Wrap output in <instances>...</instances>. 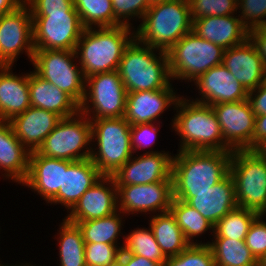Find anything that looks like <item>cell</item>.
<instances>
[{
    "mask_svg": "<svg viewBox=\"0 0 266 266\" xmlns=\"http://www.w3.org/2000/svg\"><path fill=\"white\" fill-rule=\"evenodd\" d=\"M150 5L157 4V3H162L164 1H169V0H148Z\"/></svg>",
    "mask_w": 266,
    "mask_h": 266,
    "instance_id": "54",
    "label": "cell"
},
{
    "mask_svg": "<svg viewBox=\"0 0 266 266\" xmlns=\"http://www.w3.org/2000/svg\"><path fill=\"white\" fill-rule=\"evenodd\" d=\"M152 150V151H151ZM144 152L132 156L112 176L116 186L144 185L164 180H172L173 154L169 151Z\"/></svg>",
    "mask_w": 266,
    "mask_h": 266,
    "instance_id": "16",
    "label": "cell"
},
{
    "mask_svg": "<svg viewBox=\"0 0 266 266\" xmlns=\"http://www.w3.org/2000/svg\"><path fill=\"white\" fill-rule=\"evenodd\" d=\"M208 241L215 260V266H258V261L246 246L245 240L213 237Z\"/></svg>",
    "mask_w": 266,
    "mask_h": 266,
    "instance_id": "32",
    "label": "cell"
},
{
    "mask_svg": "<svg viewBox=\"0 0 266 266\" xmlns=\"http://www.w3.org/2000/svg\"><path fill=\"white\" fill-rule=\"evenodd\" d=\"M266 215L260 214L251 224L245 237V244L259 261L266 254Z\"/></svg>",
    "mask_w": 266,
    "mask_h": 266,
    "instance_id": "42",
    "label": "cell"
},
{
    "mask_svg": "<svg viewBox=\"0 0 266 266\" xmlns=\"http://www.w3.org/2000/svg\"><path fill=\"white\" fill-rule=\"evenodd\" d=\"M188 0H169L151 5L135 28V38L150 47L167 52L192 31Z\"/></svg>",
    "mask_w": 266,
    "mask_h": 266,
    "instance_id": "4",
    "label": "cell"
},
{
    "mask_svg": "<svg viewBox=\"0 0 266 266\" xmlns=\"http://www.w3.org/2000/svg\"><path fill=\"white\" fill-rule=\"evenodd\" d=\"M118 211L117 187L112 176H102L66 214L65 219L77 224L110 216Z\"/></svg>",
    "mask_w": 266,
    "mask_h": 266,
    "instance_id": "17",
    "label": "cell"
},
{
    "mask_svg": "<svg viewBox=\"0 0 266 266\" xmlns=\"http://www.w3.org/2000/svg\"><path fill=\"white\" fill-rule=\"evenodd\" d=\"M229 173L237 206L266 215V161L252 150H235Z\"/></svg>",
    "mask_w": 266,
    "mask_h": 266,
    "instance_id": "8",
    "label": "cell"
},
{
    "mask_svg": "<svg viewBox=\"0 0 266 266\" xmlns=\"http://www.w3.org/2000/svg\"><path fill=\"white\" fill-rule=\"evenodd\" d=\"M248 101L256 116L266 114V80L248 92Z\"/></svg>",
    "mask_w": 266,
    "mask_h": 266,
    "instance_id": "45",
    "label": "cell"
},
{
    "mask_svg": "<svg viewBox=\"0 0 266 266\" xmlns=\"http://www.w3.org/2000/svg\"><path fill=\"white\" fill-rule=\"evenodd\" d=\"M34 50L31 9L23 3L0 17V66H13L24 51L32 62Z\"/></svg>",
    "mask_w": 266,
    "mask_h": 266,
    "instance_id": "13",
    "label": "cell"
},
{
    "mask_svg": "<svg viewBox=\"0 0 266 266\" xmlns=\"http://www.w3.org/2000/svg\"><path fill=\"white\" fill-rule=\"evenodd\" d=\"M173 88L127 93L124 119L130 125L157 123L166 109L175 106L180 95ZM177 94V95H176Z\"/></svg>",
    "mask_w": 266,
    "mask_h": 266,
    "instance_id": "19",
    "label": "cell"
},
{
    "mask_svg": "<svg viewBox=\"0 0 266 266\" xmlns=\"http://www.w3.org/2000/svg\"><path fill=\"white\" fill-rule=\"evenodd\" d=\"M123 216L125 215L118 210L104 218L78 222L77 226L82 232L85 243H107L123 246V243H118L121 235H124L121 233L122 226L125 224L123 223V221L125 222Z\"/></svg>",
    "mask_w": 266,
    "mask_h": 266,
    "instance_id": "31",
    "label": "cell"
},
{
    "mask_svg": "<svg viewBox=\"0 0 266 266\" xmlns=\"http://www.w3.org/2000/svg\"><path fill=\"white\" fill-rule=\"evenodd\" d=\"M251 150L258 157L266 161V138L259 141Z\"/></svg>",
    "mask_w": 266,
    "mask_h": 266,
    "instance_id": "50",
    "label": "cell"
},
{
    "mask_svg": "<svg viewBox=\"0 0 266 266\" xmlns=\"http://www.w3.org/2000/svg\"><path fill=\"white\" fill-rule=\"evenodd\" d=\"M115 19L121 24L134 27L130 20L141 21L151 6L148 0H111ZM130 19V20H129Z\"/></svg>",
    "mask_w": 266,
    "mask_h": 266,
    "instance_id": "39",
    "label": "cell"
},
{
    "mask_svg": "<svg viewBox=\"0 0 266 266\" xmlns=\"http://www.w3.org/2000/svg\"><path fill=\"white\" fill-rule=\"evenodd\" d=\"M264 138H266V114L255 117L253 147Z\"/></svg>",
    "mask_w": 266,
    "mask_h": 266,
    "instance_id": "47",
    "label": "cell"
},
{
    "mask_svg": "<svg viewBox=\"0 0 266 266\" xmlns=\"http://www.w3.org/2000/svg\"><path fill=\"white\" fill-rule=\"evenodd\" d=\"M222 65L248 92L266 80V69L262 59L249 38L242 44L226 49Z\"/></svg>",
    "mask_w": 266,
    "mask_h": 266,
    "instance_id": "21",
    "label": "cell"
},
{
    "mask_svg": "<svg viewBox=\"0 0 266 266\" xmlns=\"http://www.w3.org/2000/svg\"><path fill=\"white\" fill-rule=\"evenodd\" d=\"M31 13L77 12L73 0H24Z\"/></svg>",
    "mask_w": 266,
    "mask_h": 266,
    "instance_id": "44",
    "label": "cell"
},
{
    "mask_svg": "<svg viewBox=\"0 0 266 266\" xmlns=\"http://www.w3.org/2000/svg\"><path fill=\"white\" fill-rule=\"evenodd\" d=\"M177 114L171 129L179 136L177 151H232L222 136L218 118L211 105L180 96L173 107Z\"/></svg>",
    "mask_w": 266,
    "mask_h": 266,
    "instance_id": "2",
    "label": "cell"
},
{
    "mask_svg": "<svg viewBox=\"0 0 266 266\" xmlns=\"http://www.w3.org/2000/svg\"><path fill=\"white\" fill-rule=\"evenodd\" d=\"M122 238L124 241L122 252L142 256L150 261L160 263L162 266L167 261V257L160 249L150 227H137Z\"/></svg>",
    "mask_w": 266,
    "mask_h": 266,
    "instance_id": "35",
    "label": "cell"
},
{
    "mask_svg": "<svg viewBox=\"0 0 266 266\" xmlns=\"http://www.w3.org/2000/svg\"><path fill=\"white\" fill-rule=\"evenodd\" d=\"M30 151L16 137L12 125L0 121V172L2 177L21 184L28 174ZM4 170V171H3Z\"/></svg>",
    "mask_w": 266,
    "mask_h": 266,
    "instance_id": "27",
    "label": "cell"
},
{
    "mask_svg": "<svg viewBox=\"0 0 266 266\" xmlns=\"http://www.w3.org/2000/svg\"><path fill=\"white\" fill-rule=\"evenodd\" d=\"M90 122V159L103 176H113L134 155L131 147V125L124 117L100 118Z\"/></svg>",
    "mask_w": 266,
    "mask_h": 266,
    "instance_id": "6",
    "label": "cell"
},
{
    "mask_svg": "<svg viewBox=\"0 0 266 266\" xmlns=\"http://www.w3.org/2000/svg\"><path fill=\"white\" fill-rule=\"evenodd\" d=\"M72 161L40 155L32 151L29 158L28 174L21 184L36 192L48 202L63 188L64 172Z\"/></svg>",
    "mask_w": 266,
    "mask_h": 266,
    "instance_id": "20",
    "label": "cell"
},
{
    "mask_svg": "<svg viewBox=\"0 0 266 266\" xmlns=\"http://www.w3.org/2000/svg\"><path fill=\"white\" fill-rule=\"evenodd\" d=\"M237 10L248 30L266 26V0H240Z\"/></svg>",
    "mask_w": 266,
    "mask_h": 266,
    "instance_id": "41",
    "label": "cell"
},
{
    "mask_svg": "<svg viewBox=\"0 0 266 266\" xmlns=\"http://www.w3.org/2000/svg\"><path fill=\"white\" fill-rule=\"evenodd\" d=\"M102 176L90 158L72 161L64 172L63 188H60L48 203L55 206L61 204L68 213L80 197Z\"/></svg>",
    "mask_w": 266,
    "mask_h": 266,
    "instance_id": "24",
    "label": "cell"
},
{
    "mask_svg": "<svg viewBox=\"0 0 266 266\" xmlns=\"http://www.w3.org/2000/svg\"><path fill=\"white\" fill-rule=\"evenodd\" d=\"M259 215L256 211L237 206L217 222L212 236L245 240L251 224Z\"/></svg>",
    "mask_w": 266,
    "mask_h": 266,
    "instance_id": "36",
    "label": "cell"
},
{
    "mask_svg": "<svg viewBox=\"0 0 266 266\" xmlns=\"http://www.w3.org/2000/svg\"><path fill=\"white\" fill-rule=\"evenodd\" d=\"M163 266H215L209 245H189L176 256L167 258Z\"/></svg>",
    "mask_w": 266,
    "mask_h": 266,
    "instance_id": "37",
    "label": "cell"
},
{
    "mask_svg": "<svg viewBox=\"0 0 266 266\" xmlns=\"http://www.w3.org/2000/svg\"><path fill=\"white\" fill-rule=\"evenodd\" d=\"M258 266H266V254L258 261Z\"/></svg>",
    "mask_w": 266,
    "mask_h": 266,
    "instance_id": "52",
    "label": "cell"
},
{
    "mask_svg": "<svg viewBox=\"0 0 266 266\" xmlns=\"http://www.w3.org/2000/svg\"><path fill=\"white\" fill-rule=\"evenodd\" d=\"M249 39L256 47L266 69V26L249 30Z\"/></svg>",
    "mask_w": 266,
    "mask_h": 266,
    "instance_id": "46",
    "label": "cell"
},
{
    "mask_svg": "<svg viewBox=\"0 0 266 266\" xmlns=\"http://www.w3.org/2000/svg\"><path fill=\"white\" fill-rule=\"evenodd\" d=\"M116 187L118 210L125 215H146L147 212L155 215L170 211L173 199L172 180Z\"/></svg>",
    "mask_w": 266,
    "mask_h": 266,
    "instance_id": "14",
    "label": "cell"
},
{
    "mask_svg": "<svg viewBox=\"0 0 266 266\" xmlns=\"http://www.w3.org/2000/svg\"><path fill=\"white\" fill-rule=\"evenodd\" d=\"M170 211L175 216L178 226L190 245H205L206 242L202 243L199 240L194 242L193 239L204 235L208 230H211L210 235L214 234V225L185 201L173 198Z\"/></svg>",
    "mask_w": 266,
    "mask_h": 266,
    "instance_id": "33",
    "label": "cell"
},
{
    "mask_svg": "<svg viewBox=\"0 0 266 266\" xmlns=\"http://www.w3.org/2000/svg\"><path fill=\"white\" fill-rule=\"evenodd\" d=\"M192 31L223 49L242 44L249 38V30L239 16H206L194 19Z\"/></svg>",
    "mask_w": 266,
    "mask_h": 266,
    "instance_id": "23",
    "label": "cell"
},
{
    "mask_svg": "<svg viewBox=\"0 0 266 266\" xmlns=\"http://www.w3.org/2000/svg\"><path fill=\"white\" fill-rule=\"evenodd\" d=\"M127 91L118 70L85 78L80 112L90 120L124 117Z\"/></svg>",
    "mask_w": 266,
    "mask_h": 266,
    "instance_id": "10",
    "label": "cell"
},
{
    "mask_svg": "<svg viewBox=\"0 0 266 266\" xmlns=\"http://www.w3.org/2000/svg\"><path fill=\"white\" fill-rule=\"evenodd\" d=\"M118 72L127 93L174 88L167 52L147 46L136 38L125 48Z\"/></svg>",
    "mask_w": 266,
    "mask_h": 266,
    "instance_id": "5",
    "label": "cell"
},
{
    "mask_svg": "<svg viewBox=\"0 0 266 266\" xmlns=\"http://www.w3.org/2000/svg\"><path fill=\"white\" fill-rule=\"evenodd\" d=\"M135 38V27L86 28L76 45L83 76L118 70L125 48Z\"/></svg>",
    "mask_w": 266,
    "mask_h": 266,
    "instance_id": "3",
    "label": "cell"
},
{
    "mask_svg": "<svg viewBox=\"0 0 266 266\" xmlns=\"http://www.w3.org/2000/svg\"><path fill=\"white\" fill-rule=\"evenodd\" d=\"M108 266H124V252H121L120 257L111 262Z\"/></svg>",
    "mask_w": 266,
    "mask_h": 266,
    "instance_id": "51",
    "label": "cell"
},
{
    "mask_svg": "<svg viewBox=\"0 0 266 266\" xmlns=\"http://www.w3.org/2000/svg\"><path fill=\"white\" fill-rule=\"evenodd\" d=\"M83 27H117L121 24L115 19L111 0H73Z\"/></svg>",
    "mask_w": 266,
    "mask_h": 266,
    "instance_id": "34",
    "label": "cell"
},
{
    "mask_svg": "<svg viewBox=\"0 0 266 266\" xmlns=\"http://www.w3.org/2000/svg\"><path fill=\"white\" fill-rule=\"evenodd\" d=\"M24 0H0V17L15 11Z\"/></svg>",
    "mask_w": 266,
    "mask_h": 266,
    "instance_id": "49",
    "label": "cell"
},
{
    "mask_svg": "<svg viewBox=\"0 0 266 266\" xmlns=\"http://www.w3.org/2000/svg\"><path fill=\"white\" fill-rule=\"evenodd\" d=\"M232 151H178L172 160L173 197L209 190L230 172Z\"/></svg>",
    "mask_w": 266,
    "mask_h": 266,
    "instance_id": "1",
    "label": "cell"
},
{
    "mask_svg": "<svg viewBox=\"0 0 266 266\" xmlns=\"http://www.w3.org/2000/svg\"><path fill=\"white\" fill-rule=\"evenodd\" d=\"M185 201L214 226L237 207L234 181L230 173L209 190L193 192V197H173Z\"/></svg>",
    "mask_w": 266,
    "mask_h": 266,
    "instance_id": "22",
    "label": "cell"
},
{
    "mask_svg": "<svg viewBox=\"0 0 266 266\" xmlns=\"http://www.w3.org/2000/svg\"><path fill=\"white\" fill-rule=\"evenodd\" d=\"M124 266H162L160 263L150 261L142 256L124 252Z\"/></svg>",
    "mask_w": 266,
    "mask_h": 266,
    "instance_id": "48",
    "label": "cell"
},
{
    "mask_svg": "<svg viewBox=\"0 0 266 266\" xmlns=\"http://www.w3.org/2000/svg\"><path fill=\"white\" fill-rule=\"evenodd\" d=\"M192 20L206 16H227L237 14L236 0H188Z\"/></svg>",
    "mask_w": 266,
    "mask_h": 266,
    "instance_id": "38",
    "label": "cell"
},
{
    "mask_svg": "<svg viewBox=\"0 0 266 266\" xmlns=\"http://www.w3.org/2000/svg\"><path fill=\"white\" fill-rule=\"evenodd\" d=\"M62 118L54 112L30 106L9 122L16 137L30 151H37Z\"/></svg>",
    "mask_w": 266,
    "mask_h": 266,
    "instance_id": "25",
    "label": "cell"
},
{
    "mask_svg": "<svg viewBox=\"0 0 266 266\" xmlns=\"http://www.w3.org/2000/svg\"><path fill=\"white\" fill-rule=\"evenodd\" d=\"M35 265H36V264H34V265L30 264V262H29V263H25V264L21 262V263L18 264V265H17V264H15V265H14V264H13V265H12V264H11V265H7V264H6L5 266H35ZM36 266H37V265H36Z\"/></svg>",
    "mask_w": 266,
    "mask_h": 266,
    "instance_id": "53",
    "label": "cell"
},
{
    "mask_svg": "<svg viewBox=\"0 0 266 266\" xmlns=\"http://www.w3.org/2000/svg\"><path fill=\"white\" fill-rule=\"evenodd\" d=\"M224 143L232 150H251L256 115L246 100L212 105Z\"/></svg>",
    "mask_w": 266,
    "mask_h": 266,
    "instance_id": "15",
    "label": "cell"
},
{
    "mask_svg": "<svg viewBox=\"0 0 266 266\" xmlns=\"http://www.w3.org/2000/svg\"><path fill=\"white\" fill-rule=\"evenodd\" d=\"M58 232L59 266H86L85 241L77 224L63 218Z\"/></svg>",
    "mask_w": 266,
    "mask_h": 266,
    "instance_id": "30",
    "label": "cell"
},
{
    "mask_svg": "<svg viewBox=\"0 0 266 266\" xmlns=\"http://www.w3.org/2000/svg\"><path fill=\"white\" fill-rule=\"evenodd\" d=\"M148 221L155 240L167 258L178 255L190 245L171 211L152 215Z\"/></svg>",
    "mask_w": 266,
    "mask_h": 266,
    "instance_id": "29",
    "label": "cell"
},
{
    "mask_svg": "<svg viewBox=\"0 0 266 266\" xmlns=\"http://www.w3.org/2000/svg\"><path fill=\"white\" fill-rule=\"evenodd\" d=\"M155 125V123L131 125V147L134 153L148 147L151 148L155 144L161 127L160 124L157 127Z\"/></svg>",
    "mask_w": 266,
    "mask_h": 266,
    "instance_id": "43",
    "label": "cell"
},
{
    "mask_svg": "<svg viewBox=\"0 0 266 266\" xmlns=\"http://www.w3.org/2000/svg\"><path fill=\"white\" fill-rule=\"evenodd\" d=\"M35 50L75 51L85 29L78 12L31 13Z\"/></svg>",
    "mask_w": 266,
    "mask_h": 266,
    "instance_id": "12",
    "label": "cell"
},
{
    "mask_svg": "<svg viewBox=\"0 0 266 266\" xmlns=\"http://www.w3.org/2000/svg\"><path fill=\"white\" fill-rule=\"evenodd\" d=\"M225 49L193 31L183 36L168 51L170 75L173 80L195 81L214 66L222 64Z\"/></svg>",
    "mask_w": 266,
    "mask_h": 266,
    "instance_id": "7",
    "label": "cell"
},
{
    "mask_svg": "<svg viewBox=\"0 0 266 266\" xmlns=\"http://www.w3.org/2000/svg\"><path fill=\"white\" fill-rule=\"evenodd\" d=\"M92 126L90 119L79 112L62 118L45 138L37 152L61 160H85L91 156Z\"/></svg>",
    "mask_w": 266,
    "mask_h": 266,
    "instance_id": "9",
    "label": "cell"
},
{
    "mask_svg": "<svg viewBox=\"0 0 266 266\" xmlns=\"http://www.w3.org/2000/svg\"><path fill=\"white\" fill-rule=\"evenodd\" d=\"M123 246L107 243H85L87 266H108L120 257Z\"/></svg>",
    "mask_w": 266,
    "mask_h": 266,
    "instance_id": "40",
    "label": "cell"
},
{
    "mask_svg": "<svg viewBox=\"0 0 266 266\" xmlns=\"http://www.w3.org/2000/svg\"><path fill=\"white\" fill-rule=\"evenodd\" d=\"M13 66H0V121L9 122L31 106L29 72L13 73Z\"/></svg>",
    "mask_w": 266,
    "mask_h": 266,
    "instance_id": "26",
    "label": "cell"
},
{
    "mask_svg": "<svg viewBox=\"0 0 266 266\" xmlns=\"http://www.w3.org/2000/svg\"><path fill=\"white\" fill-rule=\"evenodd\" d=\"M193 82L201 95L200 98L190 99L194 102L212 106L248 98L245 87L222 64L212 67Z\"/></svg>",
    "mask_w": 266,
    "mask_h": 266,
    "instance_id": "18",
    "label": "cell"
},
{
    "mask_svg": "<svg viewBox=\"0 0 266 266\" xmlns=\"http://www.w3.org/2000/svg\"><path fill=\"white\" fill-rule=\"evenodd\" d=\"M77 62L75 51L67 50H34L32 59L33 71L38 76L66 92L80 105L85 95V77Z\"/></svg>",
    "mask_w": 266,
    "mask_h": 266,
    "instance_id": "11",
    "label": "cell"
},
{
    "mask_svg": "<svg viewBox=\"0 0 266 266\" xmlns=\"http://www.w3.org/2000/svg\"><path fill=\"white\" fill-rule=\"evenodd\" d=\"M29 96L31 106L54 112L61 118H69L80 112V105L70 95L34 71L29 73Z\"/></svg>",
    "mask_w": 266,
    "mask_h": 266,
    "instance_id": "28",
    "label": "cell"
}]
</instances>
